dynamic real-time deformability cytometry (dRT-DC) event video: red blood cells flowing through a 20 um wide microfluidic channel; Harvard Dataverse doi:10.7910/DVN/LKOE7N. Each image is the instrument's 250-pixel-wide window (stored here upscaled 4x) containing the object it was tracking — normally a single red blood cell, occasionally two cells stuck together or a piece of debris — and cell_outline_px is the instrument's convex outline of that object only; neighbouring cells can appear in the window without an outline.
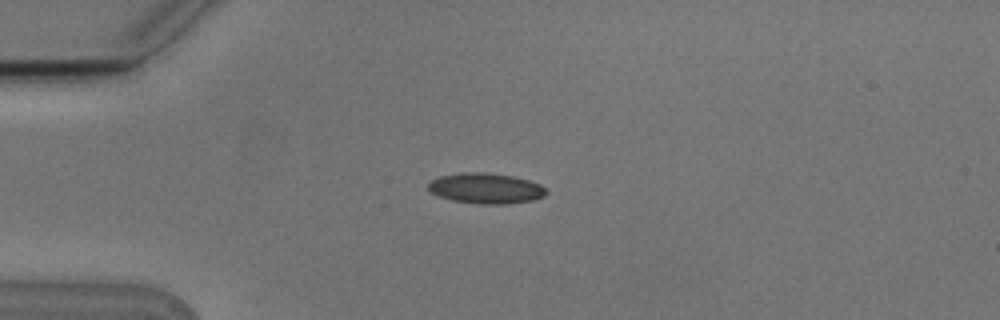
{"species": "Egyptian fruit bat (a non-hibernating species)", "species_latin": "Rousettus aegyptiacus", "temperature_condition": "cold", "stored_images_in_passage": 6, "camera_frame_rate_fps": 3000, "um_per_image_px": 0.085, "animal": {"sex": "male"}, "frame": {"image": 1, "passage_image": 4, "time_ms": 1.0, "image_size_px": [1000, 320], "cell_outline_px": [[548, 192], [544, 196], [532, 200], [508, 204], [480, 204], [452, 200], [440, 196], [432, 192], [428, 188], [428, 184], [432, 180], [440, 176], [460, 172], [484, 172], [512, 176], [528, 180], [540, 184]], "centroid_in_image_um": [41.3, 16.0], "position_along_channel_um": 43.7, "area_um2": 20.87}}